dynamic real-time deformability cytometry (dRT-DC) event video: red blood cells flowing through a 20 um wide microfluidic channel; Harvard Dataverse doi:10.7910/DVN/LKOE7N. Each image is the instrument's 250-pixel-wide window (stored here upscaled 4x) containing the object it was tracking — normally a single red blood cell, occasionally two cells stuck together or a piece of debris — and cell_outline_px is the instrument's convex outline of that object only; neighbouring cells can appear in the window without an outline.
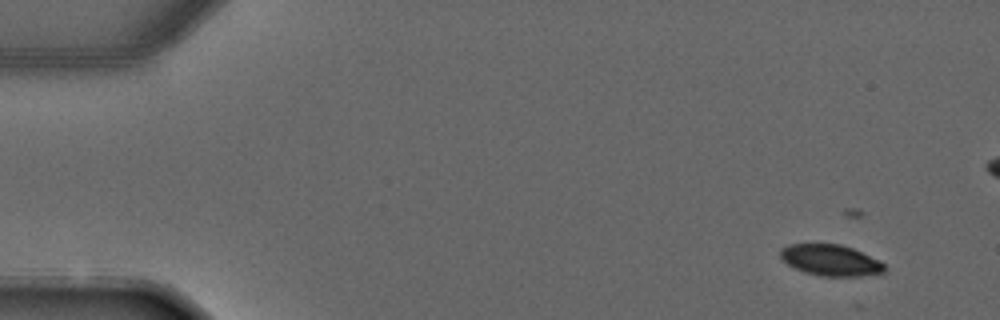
{"species": "common noctule bat (a hibernating species)", "species_latin": "Nyctalus noctula", "temperature_condition": "warm", "stored_images_in_passage": 6, "camera_frame_rate_fps": 3000, "um_per_image_px": 0.085, "animal": {"sex": "male", "forearm_length_mm": 52.5}, "frame": {"image": 1, "passage_image": 2, "time_ms": 1.333, "image_size_px": [1000, 320], "cell_outline_px": [[888, 268], [884, 272], [860, 276], [820, 276], [804, 272], [788, 264], [780, 256], [780, 248], [788, 244], [840, 244], [852, 248], [880, 260]], "centroid_in_image_um": [70.62, 22.11], "position_along_channel_um": 14.4, "area_um2": 18.9}}
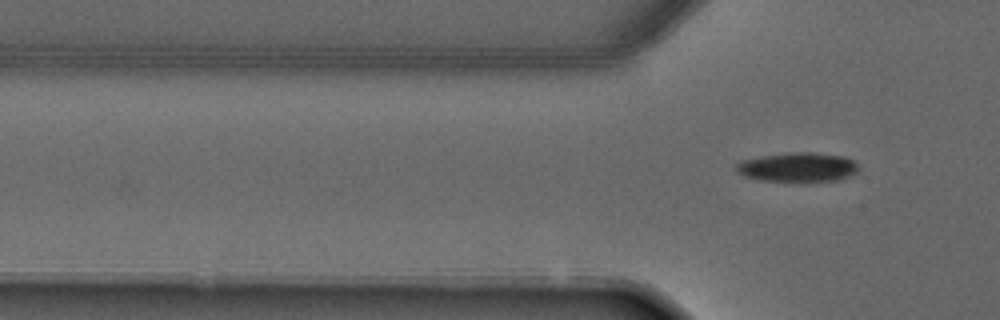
{"frame": {"image": 2, "passage_image": 6, "time_ms": 7.0, "image_size_px": [1000, 320], "cell_outline_px": [[856, 172], [840, 180], [808, 184], [760, 180], [744, 176], [736, 168], [736, 164], [744, 160], [760, 156], [792, 152], [812, 152], [844, 156], [852, 160], [856, 164]], "centroid_in_image_um": [67.83, 14.25], "position_along_channel_um": 58.0, "area_um2": 21.44}}